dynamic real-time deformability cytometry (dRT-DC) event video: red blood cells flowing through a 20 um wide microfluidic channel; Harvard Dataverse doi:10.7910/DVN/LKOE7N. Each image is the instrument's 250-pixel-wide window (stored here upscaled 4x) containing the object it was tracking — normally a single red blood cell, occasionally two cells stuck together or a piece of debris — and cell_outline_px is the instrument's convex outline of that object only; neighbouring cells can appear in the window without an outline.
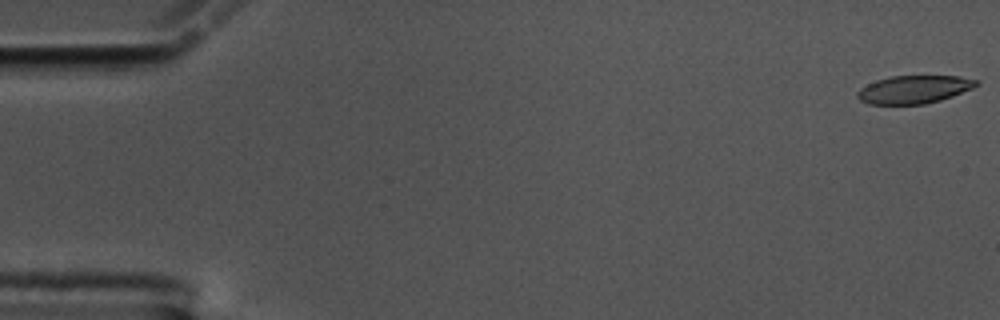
{"species": "common noctule bat (a hibernating species)", "species_latin": "Nyctalus noctula", "temperature_condition": "cold", "stored_images_in_passage": 57, "camera_frame_rate_fps": 3000, "um_per_image_px": 0.085, "animal": {"sex": "male", "body_mass_g": 17.5, "forearm_length_mm": 52.3}, "frame": {"image": 1, "passage_image": 1, "time_ms": 0.0, "image_size_px": [1000, 320], "cell_outline_px": [[980, 84], [972, 88], [952, 96], [940, 100], [924, 104], [868, 104], [860, 100], [856, 96], [856, 92], [860, 88], [876, 80], [892, 76], [960, 76], [980, 80]], "centroid_in_image_um": [77.7, 7.6], "position_along_channel_um": 7.3, "area_um2": 19.42}}
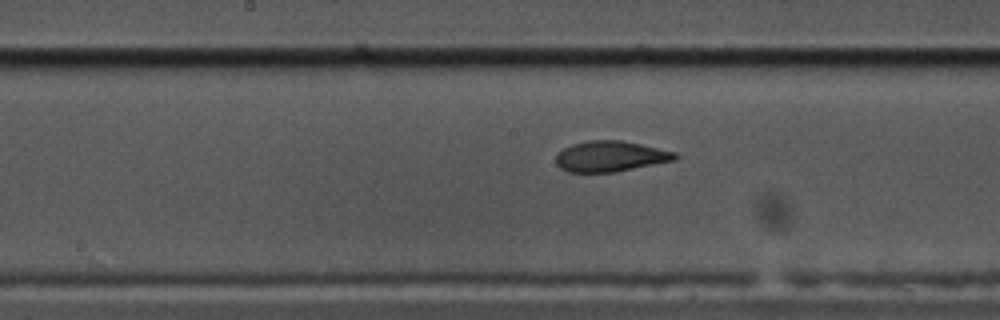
{"frame": {"image": 2, "passage_image": 29, "time_ms": 9.333, "image_size_px": [1000, 320], "cell_outline_px": [[680, 156], [676, 160], [616, 172], [568, 172], [560, 168], [556, 164], [556, 156], [564, 148], [572, 144], [588, 140], [620, 140], [640, 144], [676, 152]], "centroid_in_image_um": [51.9, 13.29], "position_along_channel_um": 196.3, "area_um2": 21.33}}
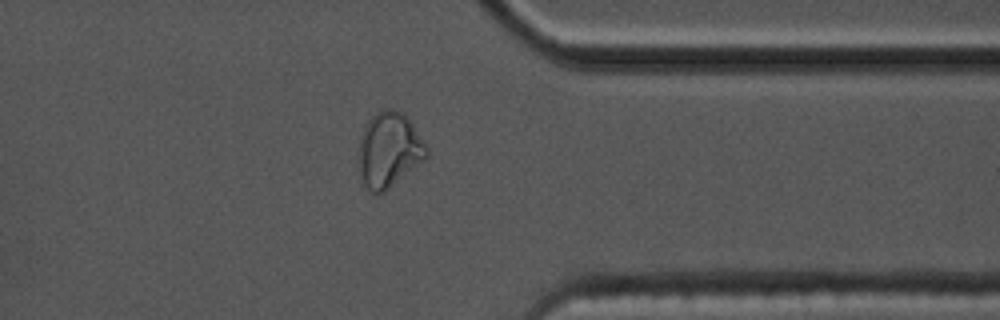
{"frame": {"image": 3, "passage_image": 45, "time_ms": 14.667, "image_size_px": [1000, 320], "cell_outline_px": [[428, 156], [424, 160], [384, 192], [376, 196], [360, 180], [356, 156], [356, 148], [360, 136], [368, 120], [376, 112], [384, 108], [392, 108], [404, 112], [408, 116], [428, 144]], "centroid_in_image_um": [33.05, 12.72], "position_along_channel_um": 378.4, "area_um2": 30.81}, "authors_computed_cell_mechanics": {"area_um2": 21.8484, "velocity_mm_per_s": 3.5363, "shape_relaxation_time_tau1_ms": null, "shape_relaxation_time_tau2_ms": 1.6333, "deformation_change_tau1": null, "deformation_change_tau2": 0.075}}